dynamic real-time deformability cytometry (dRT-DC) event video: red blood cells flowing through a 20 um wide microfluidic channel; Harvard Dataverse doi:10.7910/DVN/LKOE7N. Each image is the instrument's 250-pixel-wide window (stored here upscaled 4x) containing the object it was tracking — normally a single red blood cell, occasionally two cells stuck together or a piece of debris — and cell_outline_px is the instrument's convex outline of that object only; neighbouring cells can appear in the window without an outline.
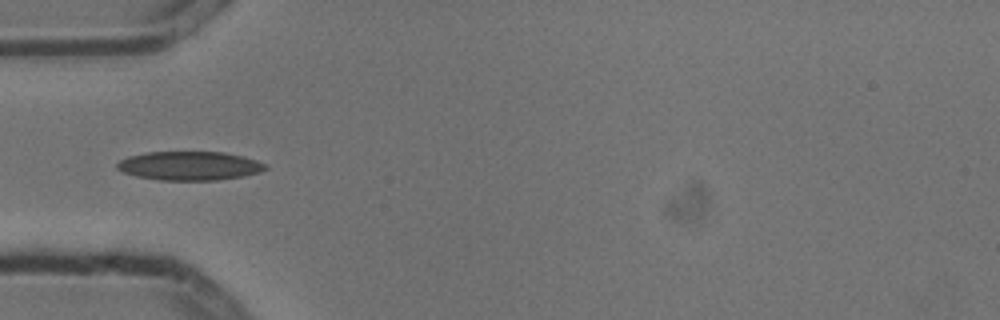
{"species": "common noctule bat (a hibernating species)", "species_latin": "Nyctalus noctula", "temperature_condition": "cold", "stored_images_in_passage": 4, "camera_frame_rate_fps": 3000, "um_per_image_px": 0.085, "animal": {"sex": "male", "body_mass_g": 13.3}, "frame": {"image": 1, "passage_image": 4, "time_ms": 1.0, "image_size_px": [1000, 320], "cell_outline_px": [[268, 168], [260, 172], [244, 176], [216, 180], [160, 180], [136, 176], [124, 172], [116, 168], [116, 164], [120, 160], [128, 156], [148, 152], [224, 152], [244, 156], [256, 160], [264, 164]], "centroid_in_image_um": [16.11, 14.09], "position_along_channel_um": 68.9, "area_um2": 24.91}}